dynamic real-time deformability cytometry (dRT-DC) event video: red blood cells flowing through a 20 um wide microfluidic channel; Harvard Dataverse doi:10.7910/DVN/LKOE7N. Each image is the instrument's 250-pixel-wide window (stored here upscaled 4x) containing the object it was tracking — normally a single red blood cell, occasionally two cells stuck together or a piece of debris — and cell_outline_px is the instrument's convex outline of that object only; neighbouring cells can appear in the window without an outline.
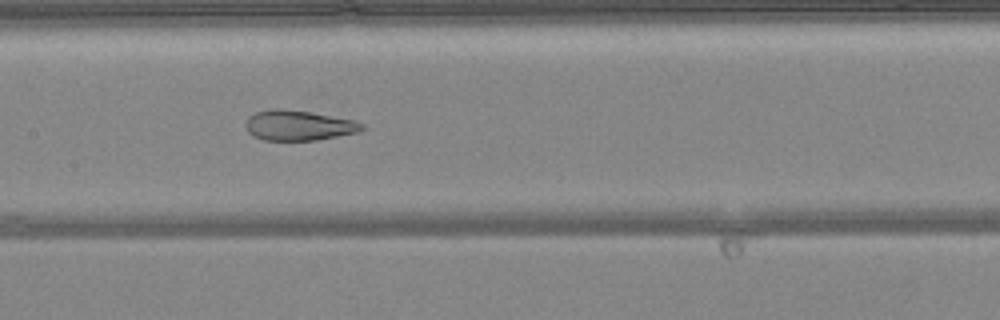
{"species": "common noctule bat (a hibernating species)", "species_latin": "Nyctalus noctula", "temperature_condition": "warm", "stored_images_in_passage": 40, "camera_frame_rate_fps": 3000, "um_per_image_px": 0.085, "animal": {"sex": "female", "body_mass_g": 24.6, "forearm_length_mm": 56.2}, "frame": {"image": 1, "passage_image": 15, "time_ms": 4.667, "image_size_px": [1000, 320], "cell_outline_px": [[364, 128], [360, 132], [316, 140], [264, 140], [252, 136], [248, 132], [244, 124], [248, 116], [256, 112], [276, 108], [308, 112], [356, 120], [364, 124]], "centroid_in_image_um": [25.37, 10.67], "position_along_channel_um": 182.0, "area_um2": 20.46}}
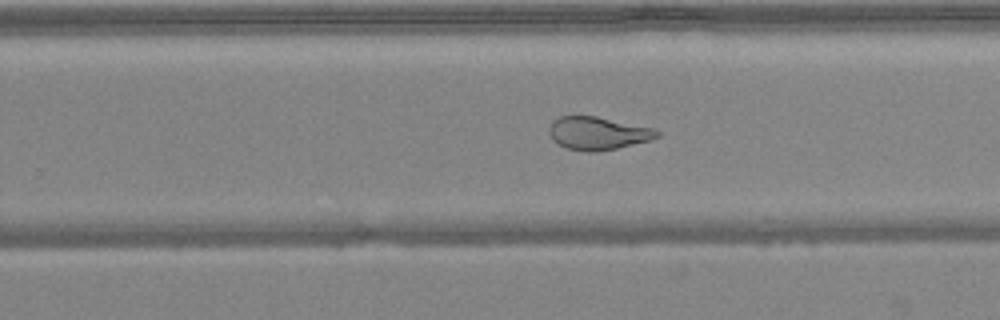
{"frame": {"image": 2, "passage_image": 22, "time_ms": 7.0, "image_size_px": [1000, 320], "cell_outline_px": [[660, 136], [652, 140], [616, 148], [596, 152], [588, 152], [568, 148], [552, 140], [548, 132], [548, 128], [552, 120], [560, 116], [596, 116], [656, 128], [660, 132]], "centroid_in_image_um": [50.84, 11.32], "position_along_channel_um": 279.0, "area_um2": 20.92}}
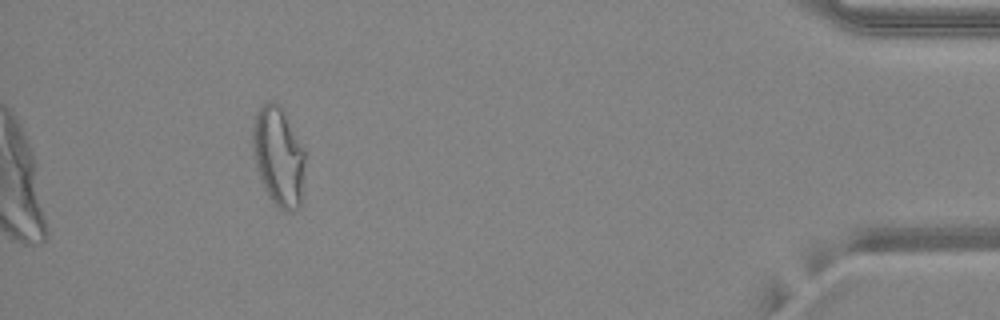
{"frame": {"image": 3, "passage_image": 36, "time_ms": 11.667, "image_size_px": [1000, 320], "cell_outline_px": [[304, 160], [300, 204], [296, 208], [280, 208], [268, 196], [264, 188], [256, 168], [252, 156], [252, 128], [256, 112], [268, 100], [272, 100], [280, 104], [304, 148]], "centroid_in_image_um": [23.62, 13.21], "position_along_channel_um": 411.6, "area_um2": 30.0}, "authors_computed_cell_mechanics": {"area_um2": 25.0563, "velocity_mm_per_s": 4.1804, "shape_relaxation_time_tau1_ms": null, "shape_relaxation_time_tau2_ms": 1.048, "deformation_change_tau1": null, "deformation_change_tau2": 0.0746}}